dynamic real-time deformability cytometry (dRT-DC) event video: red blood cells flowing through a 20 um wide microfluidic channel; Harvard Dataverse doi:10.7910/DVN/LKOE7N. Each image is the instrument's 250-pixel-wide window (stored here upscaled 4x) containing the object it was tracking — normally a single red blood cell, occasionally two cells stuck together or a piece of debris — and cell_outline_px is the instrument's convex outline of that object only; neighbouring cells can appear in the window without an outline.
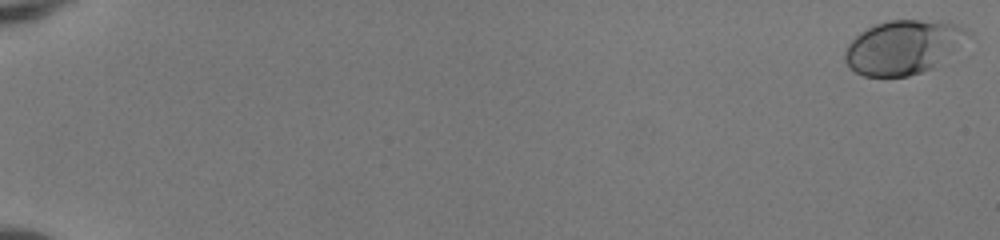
{"species": "human", "species_latin": "Homo sapiens", "temperature_condition": "room temperature", "stored_images_in_passage": 53, "camera_frame_rate_fps": 3000, "um_per_image_px": 0.085, "donor": {"sex": "female"}, "frame": {"image": 1, "passage_image": 1, "time_ms": 0.0, "image_size_px": [1000, 240], "cell_outline_px": [[964, 32], [932, 68], [908, 76], [864, 76], [856, 72], [844, 60], [844, 52], [848, 44], [860, 32], [876, 24], [888, 20], [920, 20], [956, 24], [964, 28]], "centroid_in_image_um": [76.55, 4.01], "position_along_channel_um": 8.4, "area_um2": 36.53}}
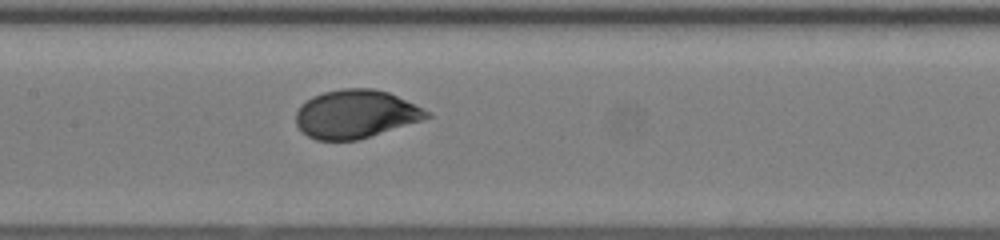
{"frame": {"image": 2, "passage_image": 29, "time_ms": 9.333, "image_size_px": [1000, 240], "cell_outline_px": [[432, 116], [420, 120], [356, 140], [316, 140], [308, 136], [296, 124], [296, 112], [300, 104], [312, 96], [324, 92], [344, 88], [372, 88], [388, 92], [424, 108], [432, 112]], "centroid_in_image_um": [30.21, 9.68], "position_along_channel_um": 177.2, "area_um2": 36.53}}
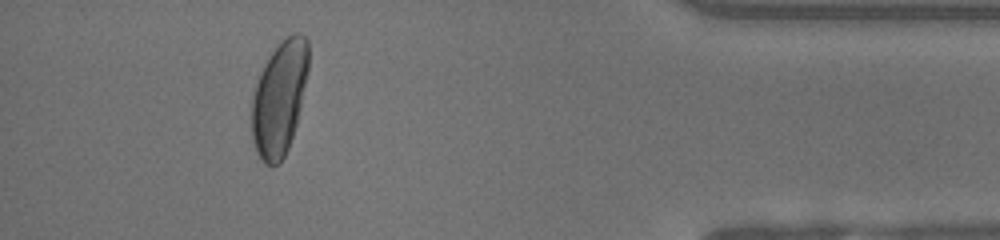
{"frame": {"image": 3, "passage_image": 49, "time_ms": 16.0, "image_size_px": [1000, 240], "cell_outline_px": [[308, 72], [300, 108], [296, 124], [288, 148], [280, 164], [272, 168], [264, 164], [260, 160], [256, 152], [252, 140], [252, 96], [256, 80], [268, 56], [292, 32], [300, 32], [308, 40]], "centroid_in_image_um": [23.73, 8.38], "position_along_channel_um": 411.5, "area_um2": 38.03}, "authors_computed_cell_mechanics": {"area_um2": 36.8764, "velocity_mm_per_s": 4.0863, "shape_relaxation_time_tau1_ms": 2.4892, "shape_relaxation_time_tau2_ms": null, "deformation_change_tau1": 0.1406, "deformation_change_tau2": null}}